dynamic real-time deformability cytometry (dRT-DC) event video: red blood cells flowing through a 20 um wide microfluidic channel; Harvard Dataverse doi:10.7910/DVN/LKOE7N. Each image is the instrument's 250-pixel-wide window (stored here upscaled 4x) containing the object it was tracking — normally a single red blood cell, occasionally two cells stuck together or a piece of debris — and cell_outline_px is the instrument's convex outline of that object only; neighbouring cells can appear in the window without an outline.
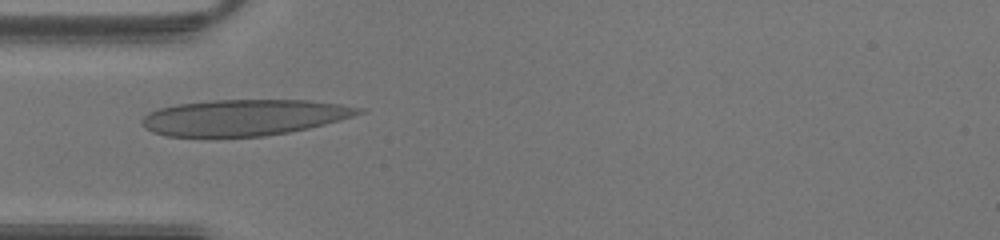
{"species": "human", "species_latin": "Homo sapiens", "temperature_condition": "warm", "stored_images_in_passage": 30, "camera_frame_rate_fps": 3000, "um_per_image_px": 0.085, "donor": {"sex": "male"}, "frame": {"image": 1, "passage_image": 1, "time_ms": 0.0, "image_size_px": [1000, 240], "cell_outline_px": [[364, 112], [340, 120], [308, 128], [288, 132], [264, 136], [168, 136], [152, 132], [140, 124], [140, 120], [148, 112], [160, 108], [176, 104], [212, 100], [308, 100], [340, 104], [364, 108]], "centroid_in_image_um": [20.72, 9.97], "position_along_channel_um": 64.3, "area_um2": 45.37}}
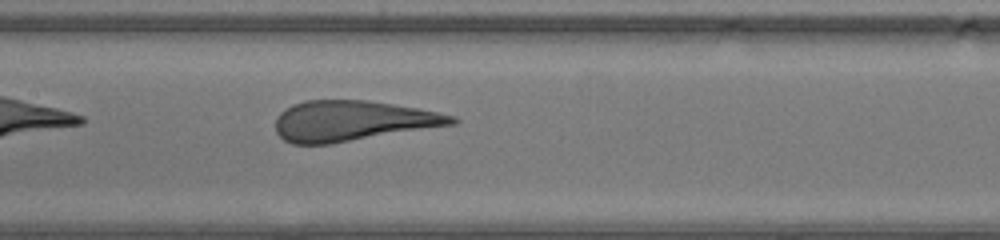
{"frame": {"image": 2, "passage_image": 8, "time_ms": 2.333, "image_size_px": [1000, 240], "cell_outline_px": [[460, 120], [456, 124], [332, 144], [292, 144], [284, 140], [276, 132], [276, 120], [280, 112], [284, 108], [292, 104], [304, 100], [368, 100], [416, 108], [456, 116]], "centroid_in_image_um": [29.95, 10.28], "position_along_channel_um": 177.5, "area_um2": 41.67}}
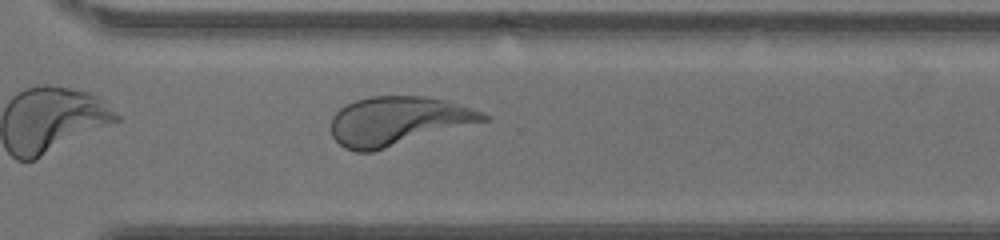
{"frame": {"image": 3, "passage_image": 18, "time_ms": 5.667, "image_size_px": [1000, 240], "cell_outline_px": [[492, 116], [488, 120], [372, 152], [356, 152], [344, 148], [332, 136], [332, 116], [340, 108], [356, 100], [372, 96], [424, 96], [448, 100], [484, 112]], "centroid_in_image_um": [33.85, 10.28], "position_along_channel_um": 336.8, "area_um2": 43.23}}